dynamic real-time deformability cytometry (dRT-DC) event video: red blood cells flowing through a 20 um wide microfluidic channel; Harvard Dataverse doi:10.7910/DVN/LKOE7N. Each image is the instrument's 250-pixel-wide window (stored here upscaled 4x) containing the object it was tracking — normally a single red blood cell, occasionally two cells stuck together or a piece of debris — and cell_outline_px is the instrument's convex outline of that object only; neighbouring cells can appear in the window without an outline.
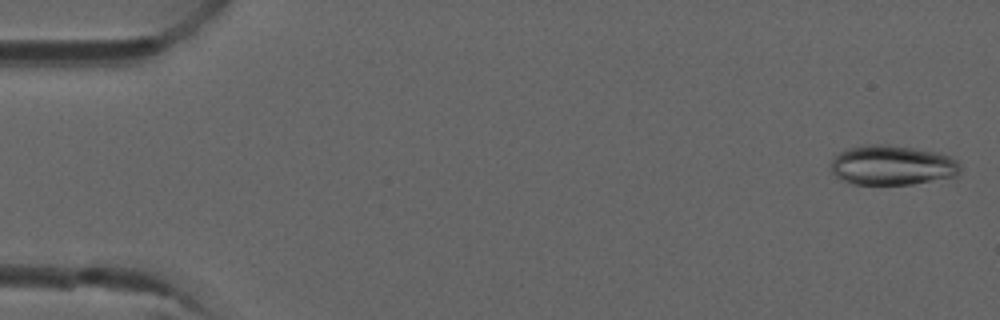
{"species": "common noctule bat (a hibernating species)", "species_latin": "Nyctalus noctula", "temperature_condition": "room temperature", "stored_images_in_passage": 6, "camera_frame_rate_fps": 3000, "um_per_image_px": 0.085, "animal": {"sex": "male", "forearm_length_mm": 52.5}, "frame": {"image": 1, "passage_image": 1, "time_ms": 0.0, "image_size_px": [1000, 320], "cell_outline_px": [[960, 172], [956, 176], [912, 184], [852, 184], [836, 176], [832, 172], [832, 160], [844, 148], [864, 144], [888, 144], [936, 152], [948, 156], [956, 160], [960, 164]], "centroid_in_image_um": [75.82, 14.03], "position_along_channel_um": 9.2, "area_um2": 29.94}}
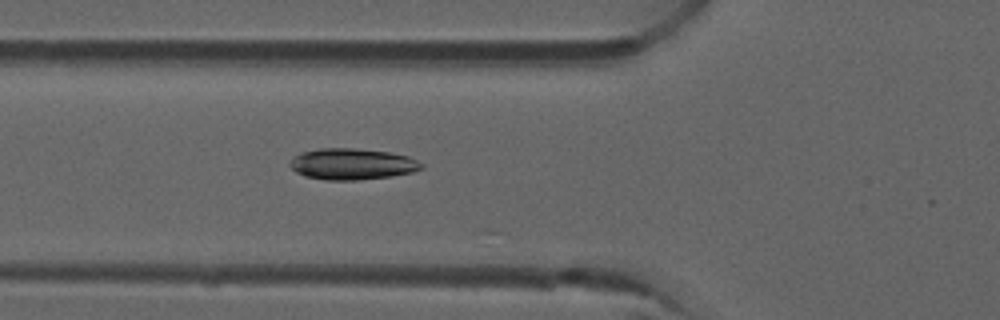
{"frame": {"image": 2, "passage_image": 6, "time_ms": 1.667, "image_size_px": [1000, 320], "cell_outline_px": [[424, 168], [412, 172], [392, 176], [356, 180], [324, 180], [304, 176], [296, 172], [288, 164], [292, 156], [304, 152], [320, 148], [356, 148], [388, 152], [408, 156], [424, 164]], "centroid_in_image_um": [29.92, 13.94], "position_along_channel_um": 95.9, "area_um2": 24.04}}